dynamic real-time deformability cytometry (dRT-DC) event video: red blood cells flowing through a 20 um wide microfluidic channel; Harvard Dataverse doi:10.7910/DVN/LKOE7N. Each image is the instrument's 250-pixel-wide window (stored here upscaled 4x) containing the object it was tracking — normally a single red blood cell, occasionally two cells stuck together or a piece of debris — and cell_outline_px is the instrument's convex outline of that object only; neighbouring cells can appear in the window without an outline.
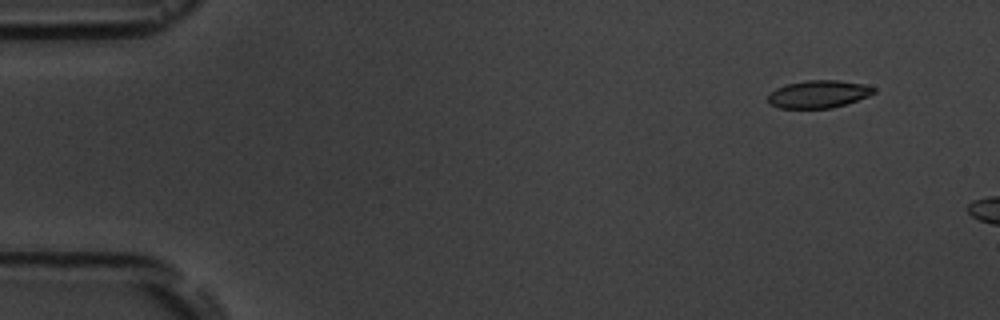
{"species": "common noctule bat (a hibernating species)", "species_latin": "Nyctalus noctula", "temperature_condition": "room temperature", "stored_images_in_passage": 3, "camera_frame_rate_fps": 3000, "um_per_image_px": 0.085, "animal": {"sex": "male", "body_mass_g": 19.5, "forearm_length_mm": 54.6}, "frame": {"image": 1, "passage_image": 1, "time_ms": 0.0, "image_size_px": [1000, 320], "cell_outline_px": [[876, 92], [868, 96], [832, 108], [780, 108], [768, 104], [768, 92], [776, 88], [788, 84], [808, 80], [840, 80], [864, 84], [876, 88]], "centroid_in_image_um": [69.55, 8.0], "position_along_channel_um": 15.4, "area_um2": 17.05}}